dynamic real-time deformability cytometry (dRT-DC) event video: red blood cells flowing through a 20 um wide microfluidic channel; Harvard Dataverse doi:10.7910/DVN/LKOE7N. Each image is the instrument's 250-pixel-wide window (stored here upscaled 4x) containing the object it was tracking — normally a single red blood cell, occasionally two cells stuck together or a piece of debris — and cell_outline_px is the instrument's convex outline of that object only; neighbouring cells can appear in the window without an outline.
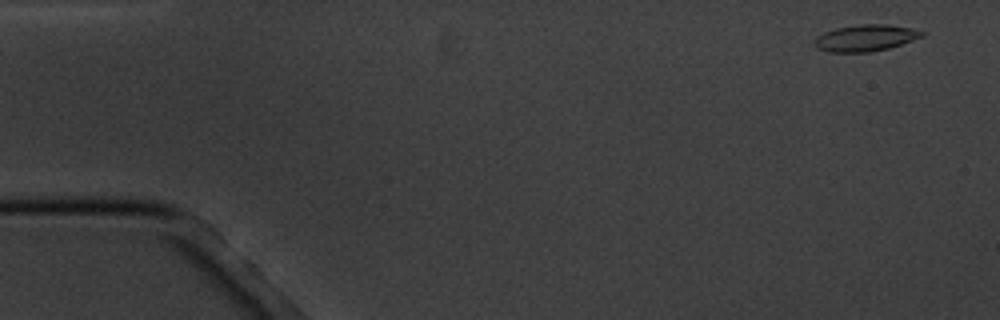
{"species": "common noctule bat (a hibernating species)", "species_latin": "Nyctalus noctula", "temperature_condition": "cold", "stored_images_in_passage": 5, "camera_frame_rate_fps": 3000, "um_per_image_px": 0.085, "animal": {"sex": "male", "body_mass_g": 20.1, "forearm_length_mm": 53.5}, "frame": {"image": 1, "passage_image": 1, "time_ms": 0.0, "image_size_px": [1000, 320], "cell_outline_px": [[924, 36], [888, 48], [868, 52], [828, 52], [816, 48], [812, 44], [816, 36], [824, 32], [836, 28], [856, 24], [884, 24], [912, 28], [924, 32]], "centroid_in_image_um": [73.5, 3.22], "position_along_channel_um": 11.5, "area_um2": 16.65}}
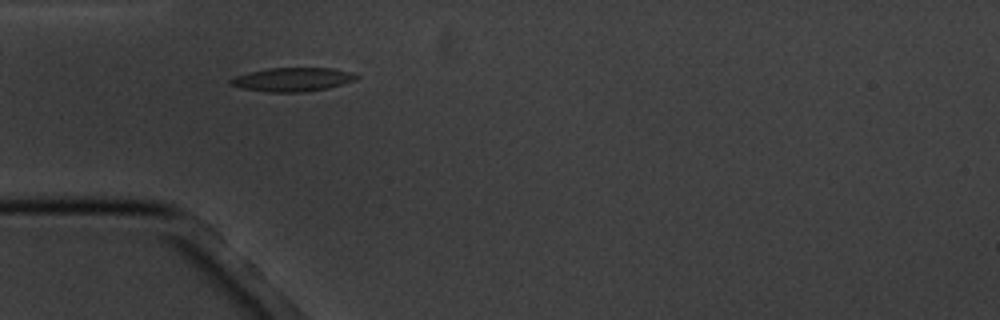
{"frame": {"image": 2, "passage_image": 4, "time_ms": 4.667, "image_size_px": [1000, 320], "cell_outline_px": [[360, 76], [356, 80], [328, 88], [300, 92], [268, 92], [240, 88], [232, 84], [228, 80], [236, 76], [248, 72], [268, 68], [332, 68], [348, 72]], "centroid_in_image_um": [24.85, 6.75], "position_along_channel_um": 60.2, "area_um2": 17.28}}
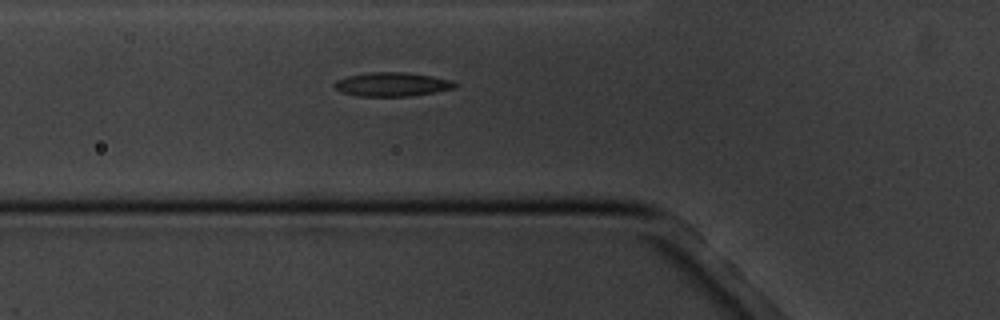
{"frame": {"image": 3, "passage_image": 5, "time_ms": 5.667, "image_size_px": [1000, 320], "cell_outline_px": [[456, 88], [412, 96], [360, 96], [340, 92], [332, 84], [336, 80], [348, 76], [368, 72], [408, 72], [432, 76], [452, 80], [456, 84]], "centroid_in_image_um": [33.32, 7.16], "position_along_channel_um": 92.5, "area_um2": 16.88}}